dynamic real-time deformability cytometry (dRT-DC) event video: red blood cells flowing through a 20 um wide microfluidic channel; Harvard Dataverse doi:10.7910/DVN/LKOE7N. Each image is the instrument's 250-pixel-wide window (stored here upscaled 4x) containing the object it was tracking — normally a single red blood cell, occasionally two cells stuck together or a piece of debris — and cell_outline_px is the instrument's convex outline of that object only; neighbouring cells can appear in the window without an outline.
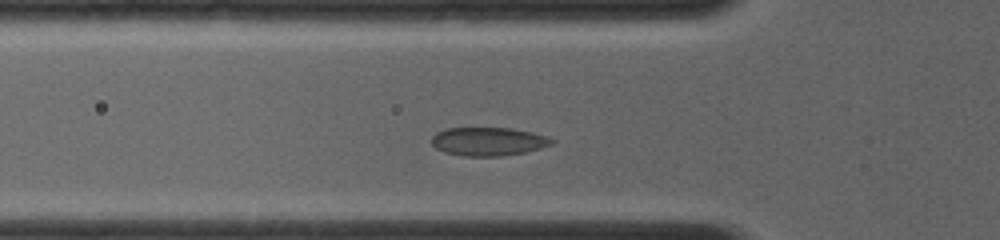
{"species": "common noctule bat (a hibernating species)", "species_latin": "Nyctalus noctula", "temperature_condition": "room temperature", "stored_images_in_passage": 21, "camera_frame_rate_fps": 4000, "um_per_image_px": 0.085, "animal": {"sex": "female", "body_mass_g": 19.0, "forearm_length_mm": 56.7}, "frame": {"image": 1, "passage_image": 6, "time_ms": 2.0, "image_size_px": [1000, 240], "cell_outline_px": [[556, 140], [552, 144], [540, 148], [524, 152], [500, 156], [460, 156], [444, 152], [436, 148], [432, 144], [432, 136], [436, 132], [448, 128], [512, 128], [532, 132], [548, 136]], "centroid_in_image_um": [41.51, 12.02], "position_along_channel_um": 84.3, "area_um2": 20.0}}
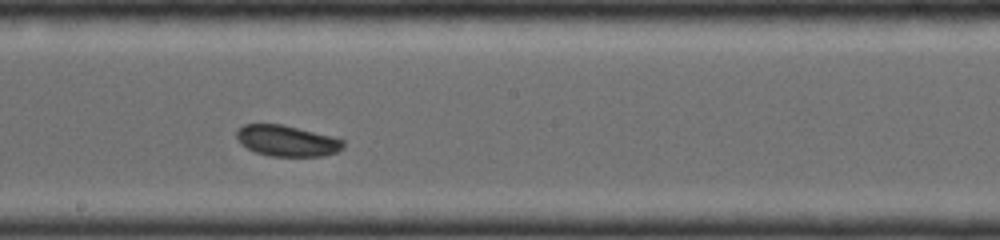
{"frame": {"image": 2, "passage_image": 15, "time_ms": 5.25, "image_size_px": [1000, 240], "cell_outline_px": [[344, 148], [336, 152], [324, 156], [272, 156], [256, 152], [240, 144], [236, 136], [236, 132], [244, 124], [280, 124], [336, 136], [344, 140]], "centroid_in_image_um": [24.43, 11.96], "position_along_channel_um": 223.8, "area_um2": 19.36}}
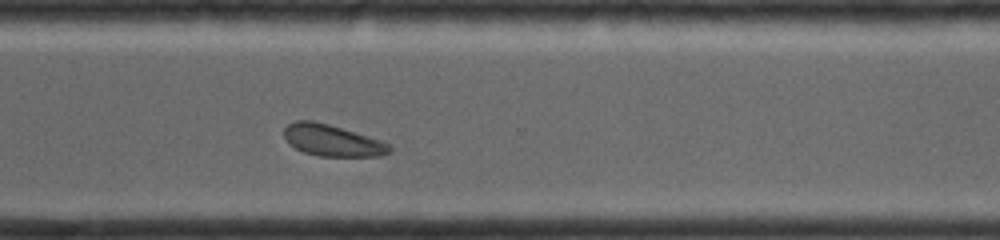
{"frame": {"image": 3, "passage_image": 21, "time_ms": 8.0, "image_size_px": [1000, 240], "cell_outline_px": [[392, 152], [380, 156], [320, 156], [304, 152], [288, 144], [284, 136], [284, 128], [288, 124], [296, 120], [312, 120], [328, 124], [380, 140], [388, 144], [392, 148]], "centroid_in_image_um": [28.22, 11.94], "position_along_channel_um": 342.4, "area_um2": 19.25}}